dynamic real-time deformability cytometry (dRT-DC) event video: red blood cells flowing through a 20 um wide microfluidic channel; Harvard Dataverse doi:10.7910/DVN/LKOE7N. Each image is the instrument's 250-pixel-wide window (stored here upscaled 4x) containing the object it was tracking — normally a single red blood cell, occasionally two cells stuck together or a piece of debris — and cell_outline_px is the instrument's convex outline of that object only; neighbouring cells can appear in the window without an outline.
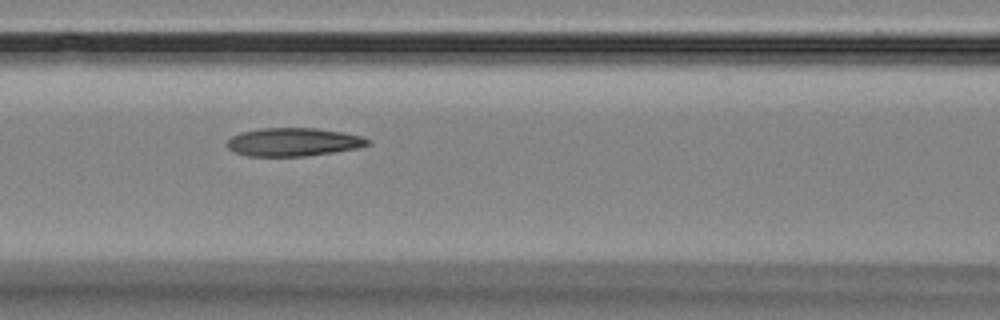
{"species": "Egyptian fruit bat (a non-hibernating species)", "species_latin": "Rousettus aegyptiacus", "temperature_condition": "room temperature", "stored_images_in_passage": 7, "camera_frame_rate_fps": 3000, "um_per_image_px": 0.085, "animal": {"sex": "female"}, "frame": {"image": 1, "passage_image": 3, "time_ms": 2.0, "image_size_px": [1000, 320], "cell_outline_px": [[372, 144], [356, 148], [332, 152], [304, 156], [248, 156], [232, 152], [228, 148], [228, 140], [232, 136], [240, 132], [260, 128], [316, 128], [344, 132], [360, 136], [372, 140]], "centroid_in_image_um": [24.93, 12.07], "position_along_channel_um": 141.7, "area_um2": 23.24}}
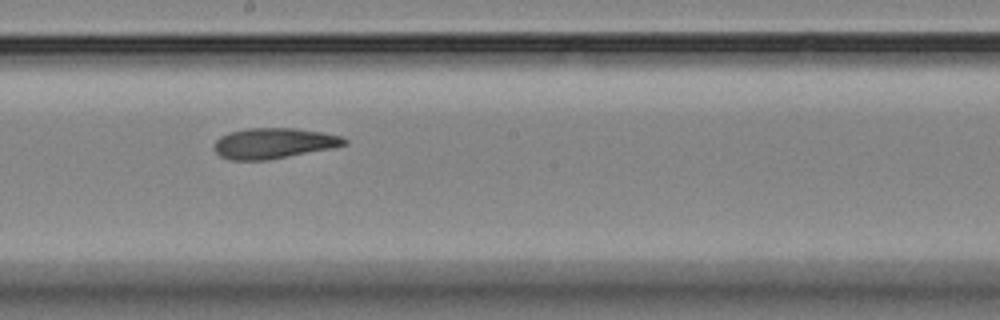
{"frame": {"image": 2, "passage_image": 5, "time_ms": 4.333, "image_size_px": [1000, 320], "cell_outline_px": [[348, 144], [332, 148], [268, 160], [228, 160], [220, 156], [212, 148], [212, 144], [220, 136], [228, 132], [248, 128], [296, 128], [320, 132], [340, 136], [348, 140]], "centroid_in_image_um": [23.21, 12.18], "position_along_channel_um": 225.0, "area_um2": 23.35}}
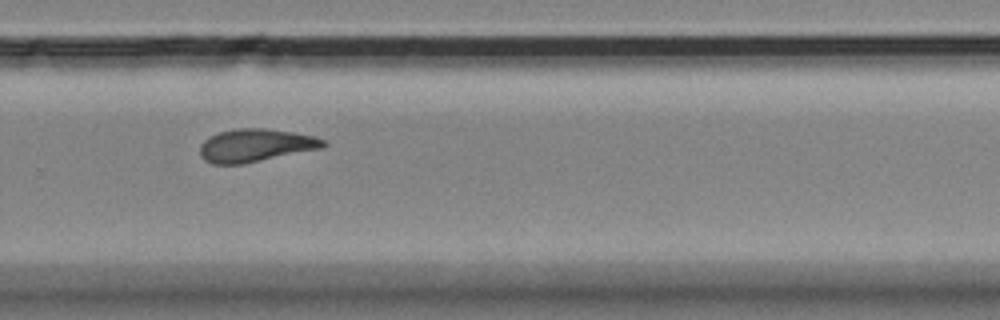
{"frame": {"image": 3, "passage_image": 7, "time_ms": 6.667, "image_size_px": [1000, 320], "cell_outline_px": [[328, 144], [324, 148], [244, 164], [212, 164], [204, 160], [200, 156], [200, 144], [208, 136], [220, 132], [236, 128], [264, 128], [292, 132], [316, 136], [324, 140]], "centroid_in_image_um": [21.73, 12.36], "position_along_channel_um": 308.1, "area_um2": 23.99}}